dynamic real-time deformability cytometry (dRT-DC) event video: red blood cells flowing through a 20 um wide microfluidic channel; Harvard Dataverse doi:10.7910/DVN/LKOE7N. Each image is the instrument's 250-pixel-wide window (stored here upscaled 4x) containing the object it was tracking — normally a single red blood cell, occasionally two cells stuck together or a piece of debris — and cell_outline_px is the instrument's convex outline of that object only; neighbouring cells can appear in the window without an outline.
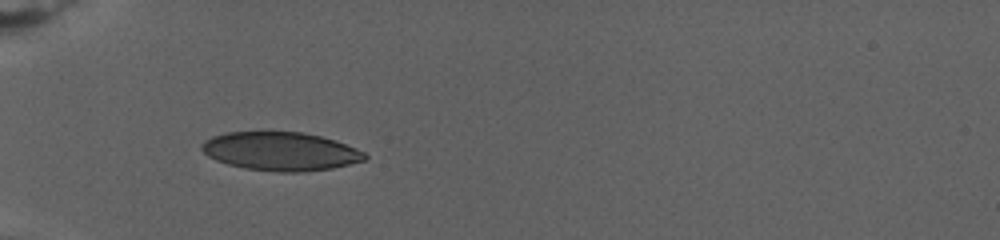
{"species": "human", "species_latin": "Homo sapiens", "temperature_condition": "warm", "stored_images_in_passage": 58, "camera_frame_rate_fps": 3000, "um_per_image_px": 0.085, "donor": {"sex": "female"}, "frame": {"image": 1, "passage_image": 1, "time_ms": 0.0, "image_size_px": [1000, 240], "cell_outline_px": [[368, 160], [332, 168], [300, 172], [276, 172], [244, 168], [228, 164], [216, 160], [208, 156], [200, 148], [200, 144], [204, 140], [212, 136], [224, 132], [268, 128], [300, 132], [320, 136], [336, 140], [356, 148], [364, 152], [368, 156]], "centroid_in_image_um": [23.81, 12.81], "position_along_channel_um": 61.2, "area_um2": 37.92}}
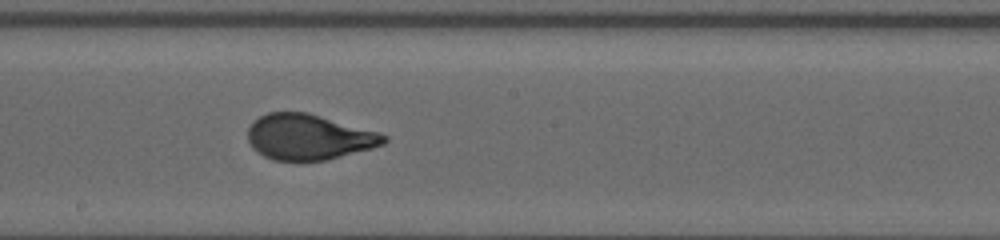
{"frame": {"image": 2, "passage_image": 32, "time_ms": 6.667, "image_size_px": [1000, 240], "cell_outline_px": [[388, 140], [384, 144], [372, 148], [328, 160], [272, 160], [256, 152], [252, 148], [248, 140], [248, 128], [260, 116], [268, 112], [308, 112], [380, 132], [388, 136]], "centroid_in_image_um": [26.26, 11.64], "position_along_channel_um": 221.9, "area_um2": 36.24}}
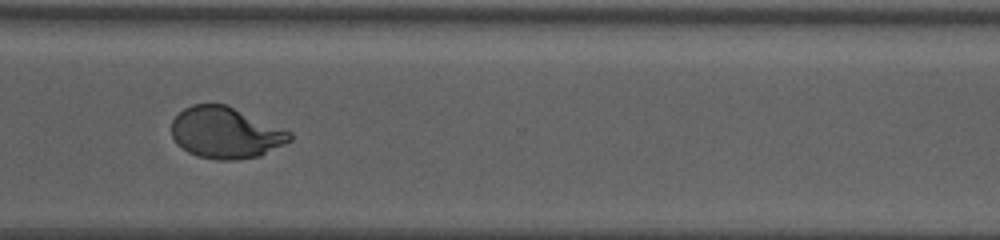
{"frame": {"image": 3, "passage_image": 57, "time_ms": 11.667, "image_size_px": [1000, 240], "cell_outline_px": [[292, 140], [260, 156], [236, 160], [216, 160], [196, 156], [188, 152], [176, 144], [172, 136], [172, 120], [184, 108], [192, 104], [224, 104], [292, 132]], "centroid_in_image_um": [19.16, 11.3], "position_along_channel_um": 351.4, "area_um2": 35.32}}